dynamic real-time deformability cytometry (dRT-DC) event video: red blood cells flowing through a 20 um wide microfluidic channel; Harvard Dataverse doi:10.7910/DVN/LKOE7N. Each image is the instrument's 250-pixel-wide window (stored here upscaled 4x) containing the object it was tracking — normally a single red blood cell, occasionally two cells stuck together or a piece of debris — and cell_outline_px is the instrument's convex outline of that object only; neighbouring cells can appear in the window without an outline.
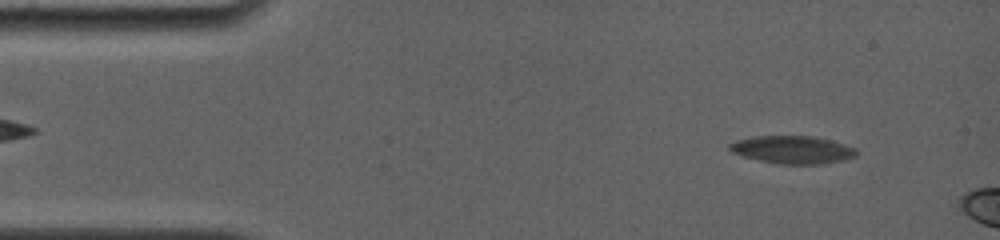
{"species": "common noctule bat (a hibernating species)", "species_latin": "Nyctalus noctula", "temperature_condition": "room temperature", "stored_images_in_passage": 18, "camera_frame_rate_fps": 4000, "um_per_image_px": 0.085, "animal": {"sex": "female", "body_mass_g": 19.0, "forearm_length_mm": 56.7}, "frame": {"image": 1, "passage_image": 8, "time_ms": 1.5, "image_size_px": [1000, 240], "cell_outline_px": [[856, 156], [840, 160], [820, 164], [776, 164], [744, 156], [732, 152], [728, 148], [728, 144], [736, 140], [756, 136], [812, 136], [832, 140], [856, 148]], "centroid_in_image_um": [67.35, 12.72], "position_along_channel_um": 17.7, "area_um2": 20.4}}